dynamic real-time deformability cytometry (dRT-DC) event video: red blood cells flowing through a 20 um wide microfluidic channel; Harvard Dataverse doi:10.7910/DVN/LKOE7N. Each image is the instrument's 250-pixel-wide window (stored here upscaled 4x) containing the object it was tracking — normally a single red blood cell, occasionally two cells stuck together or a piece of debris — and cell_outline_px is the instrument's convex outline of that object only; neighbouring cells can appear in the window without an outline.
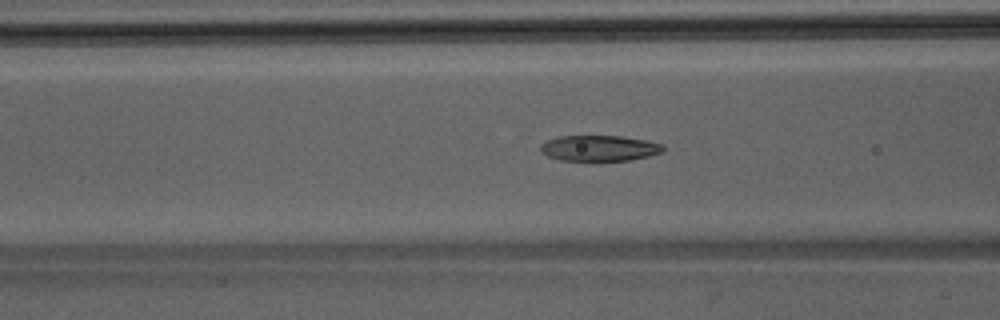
{"species": "Egyptian fruit bat (a non-hibernating species)", "species_latin": "Rousettus aegyptiacus", "temperature_condition": "room temperature", "stored_images_in_passage": 49, "camera_frame_rate_fps": 3000, "um_per_image_px": 0.085, "animal": {"sex": "male"}, "frame": {"image": 1, "passage_image": 20, "time_ms": 6.333, "image_size_px": [1000, 320], "cell_outline_px": [[664, 152], [632, 160], [560, 160], [548, 156], [540, 152], [540, 144], [548, 140], [560, 136], [620, 136], [648, 140], [664, 144]], "centroid_in_image_um": [50.97, 12.59], "position_along_channel_um": 115.6, "area_um2": 18.44}}
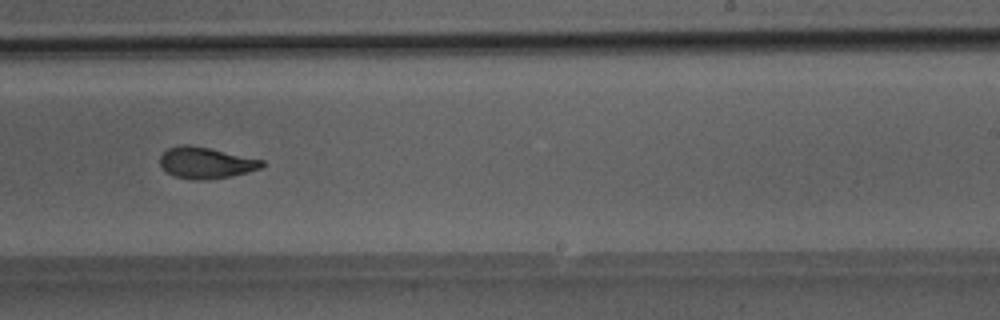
{"frame": {"image": 2, "passage_image": 31, "time_ms": 10.0, "image_size_px": [1000, 320], "cell_outline_px": [[264, 164], [260, 168], [248, 172], [232, 176], [208, 180], [192, 180], [176, 176], [168, 172], [160, 164], [160, 156], [168, 148], [180, 144], [188, 144], [208, 148], [264, 160]], "centroid_in_image_um": [17.5, 13.84], "position_along_channel_um": 271.5, "area_um2": 18.5}}
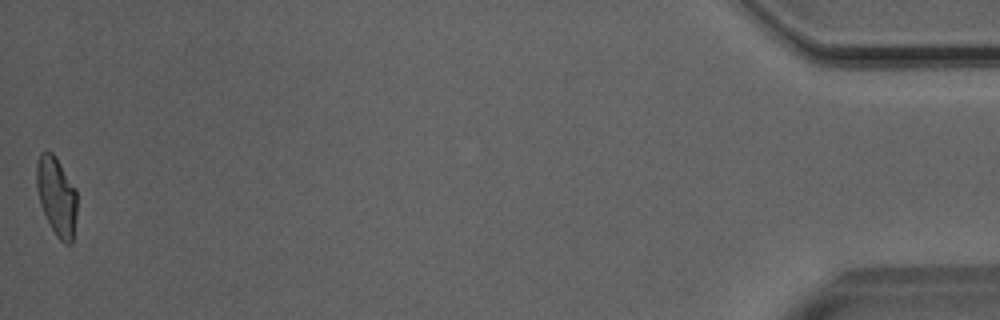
{"frame": {"image": 3, "passage_image": 49, "time_ms": 16.0, "image_size_px": [1000, 320], "cell_outline_px": [[76, 216], [72, 244], [64, 244], [56, 236], [40, 204], [36, 188], [36, 160], [40, 152], [52, 152], [56, 156], [76, 188]], "centroid_in_image_um": [4.8, 16.65], "position_along_channel_um": 430.4, "area_um2": 18.73}}